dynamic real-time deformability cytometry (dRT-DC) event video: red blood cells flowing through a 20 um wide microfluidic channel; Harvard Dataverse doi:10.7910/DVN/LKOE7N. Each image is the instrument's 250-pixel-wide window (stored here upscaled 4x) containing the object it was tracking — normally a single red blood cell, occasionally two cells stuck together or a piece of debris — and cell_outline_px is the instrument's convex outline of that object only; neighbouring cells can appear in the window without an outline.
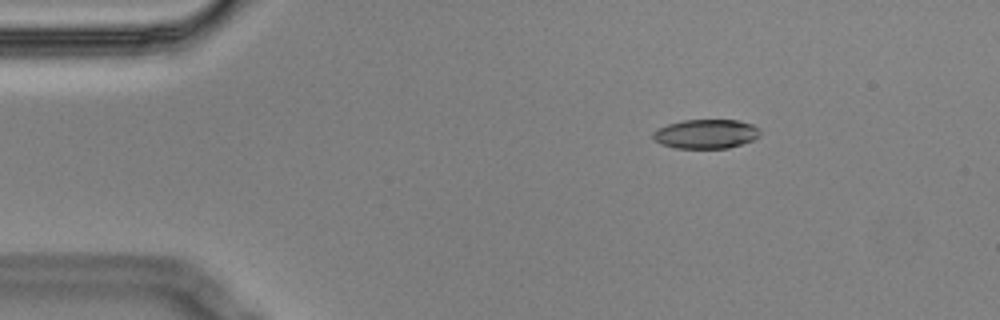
{"species": "Egyptian fruit bat (a non-hibernating species)", "species_latin": "Rousettus aegyptiacus", "temperature_condition": "cold", "stored_images_in_passage": 3, "camera_frame_rate_fps": 3000, "um_per_image_px": 0.085, "animal": {"sex": "male"}, "frame": {"image": 1, "passage_image": 1, "time_ms": 0.0, "image_size_px": [1000, 320], "cell_outline_px": [[760, 136], [752, 140], [728, 148], [676, 148], [660, 144], [652, 136], [652, 132], [656, 128], [668, 124], [684, 120], [736, 120], [752, 124], [760, 128]], "centroid_in_image_um": [59.99, 11.38], "position_along_channel_um": 25.0, "area_um2": 18.26}}